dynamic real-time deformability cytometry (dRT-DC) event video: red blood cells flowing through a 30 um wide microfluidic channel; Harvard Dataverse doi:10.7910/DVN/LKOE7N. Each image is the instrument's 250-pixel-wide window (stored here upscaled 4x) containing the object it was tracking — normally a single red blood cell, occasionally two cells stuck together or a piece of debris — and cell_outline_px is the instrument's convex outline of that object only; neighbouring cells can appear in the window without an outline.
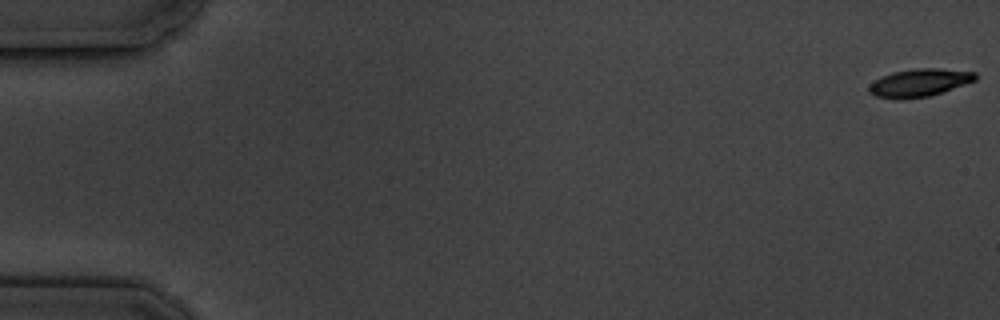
{"species": "common noctule bat (a hibernating species)", "species_latin": "Nyctalus noctula", "temperature_condition": "cold", "stored_images_in_passage": 11, "camera_frame_rate_fps": 3000, "um_per_image_px": 0.085, "animal": {"sex": "male", "body_mass_g": 19.5, "forearm_length_mm": 54.6}, "frame": {"image": 1, "passage_image": 1, "time_ms": 0.0, "image_size_px": [1000, 320], "cell_outline_px": [[976, 80], [928, 96], [900, 100], [876, 96], [868, 92], [868, 88], [876, 80], [892, 72], [916, 68], [936, 68], [976, 72]], "centroid_in_image_um": [78.13, 7.03], "position_along_channel_um": 6.9, "area_um2": 16.94}}
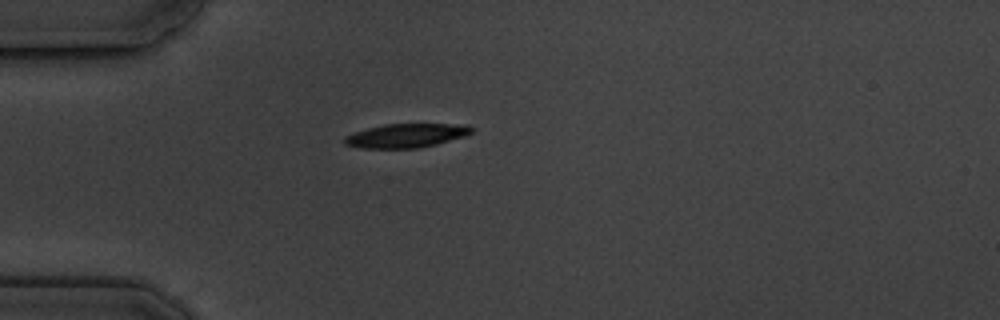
{"frame": {"image": 2, "passage_image": 5, "time_ms": 5.333, "image_size_px": [1000, 320], "cell_outline_px": [[472, 132], [464, 136], [436, 144], [416, 148], [360, 148], [344, 144], [344, 136], [368, 128], [384, 124], [468, 124], [472, 128]], "centroid_in_image_um": [34.52, 11.52], "position_along_channel_um": 50.5, "area_um2": 17.57}}